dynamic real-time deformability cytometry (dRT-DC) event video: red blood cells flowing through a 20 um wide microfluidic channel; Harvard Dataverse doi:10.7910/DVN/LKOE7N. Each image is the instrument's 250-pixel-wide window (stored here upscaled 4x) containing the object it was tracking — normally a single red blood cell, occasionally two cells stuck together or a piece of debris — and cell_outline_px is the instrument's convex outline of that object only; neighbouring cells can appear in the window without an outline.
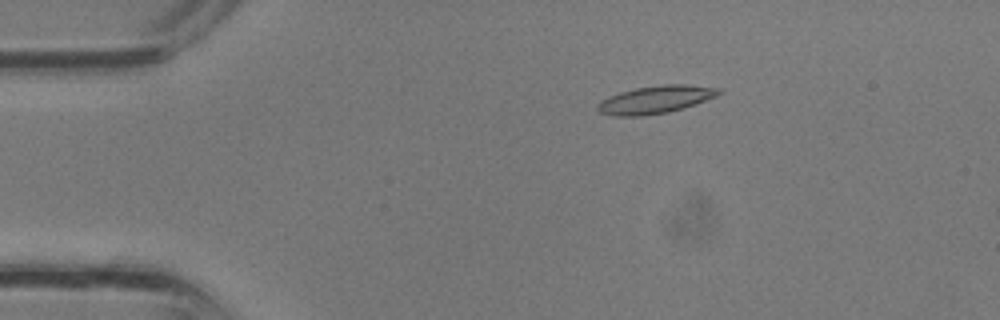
{"species": "common noctule bat (a hibernating species)", "species_latin": "Nyctalus noctula", "temperature_condition": "room temperature", "stored_images_in_passage": 35, "camera_frame_rate_fps": 3000, "um_per_image_px": 0.085, "animal": {"sex": "male", "body_mass_g": 13.3}, "frame": {"image": 1, "passage_image": 7, "time_ms": 2.0, "image_size_px": [1000, 320], "cell_outline_px": [[724, 92], [716, 96], [684, 108], [668, 112], [640, 116], [612, 116], [600, 112], [596, 108], [596, 104], [600, 100], [608, 96], [620, 92], [636, 88], [664, 84], [684, 84], [720, 88]], "centroid_in_image_um": [55.7, 8.46], "position_along_channel_um": 29.3, "area_um2": 19.65}}
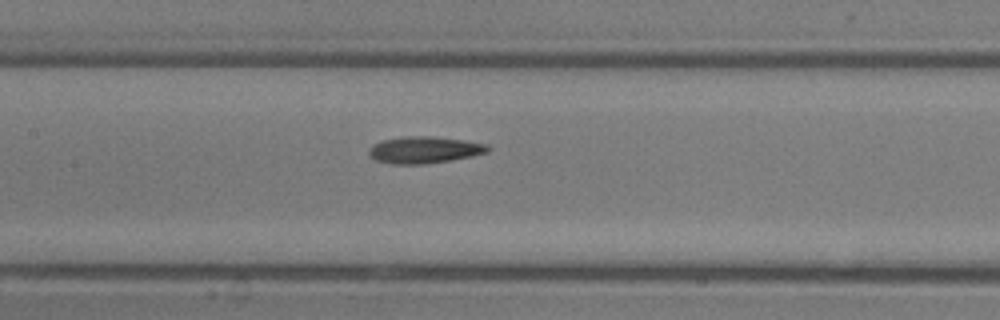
{"frame": {"image": 2, "passage_image": 17, "time_ms": 5.333, "image_size_px": [1000, 320], "cell_outline_px": [[492, 148], [488, 152], [472, 156], [452, 160], [424, 164], [392, 164], [376, 160], [368, 156], [368, 148], [372, 144], [384, 140], [404, 136], [432, 136], [464, 140], [488, 144]], "centroid_in_image_um": [36.07, 12.74], "position_along_channel_um": 171.3, "area_um2": 18.79}}
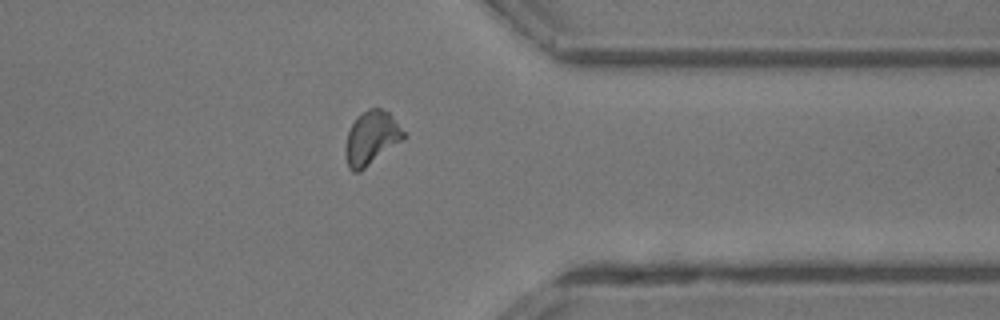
{"frame": {"image": 3, "passage_image": 28, "time_ms": 9.0, "image_size_px": [1000, 320], "cell_outline_px": [[408, 136], [404, 140], [360, 172], [352, 172], [348, 168], [344, 152], [344, 148], [348, 132], [356, 116], [360, 112], [368, 108], [380, 108], [388, 112], [392, 116]], "centroid_in_image_um": [31.57, 11.74], "position_along_channel_um": 379.8, "area_um2": 18.61}}